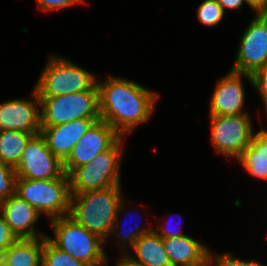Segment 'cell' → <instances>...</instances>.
<instances>
[{
  "label": "cell",
  "instance_id": "25",
  "mask_svg": "<svg viewBox=\"0 0 267 266\" xmlns=\"http://www.w3.org/2000/svg\"><path fill=\"white\" fill-rule=\"evenodd\" d=\"M16 171L0 161V202L15 194Z\"/></svg>",
  "mask_w": 267,
  "mask_h": 266
},
{
  "label": "cell",
  "instance_id": "19",
  "mask_svg": "<svg viewBox=\"0 0 267 266\" xmlns=\"http://www.w3.org/2000/svg\"><path fill=\"white\" fill-rule=\"evenodd\" d=\"M45 237L17 239L2 255L9 266H41Z\"/></svg>",
  "mask_w": 267,
  "mask_h": 266
},
{
  "label": "cell",
  "instance_id": "21",
  "mask_svg": "<svg viewBox=\"0 0 267 266\" xmlns=\"http://www.w3.org/2000/svg\"><path fill=\"white\" fill-rule=\"evenodd\" d=\"M36 134L39 133L15 130L0 131V161L15 169L26 144Z\"/></svg>",
  "mask_w": 267,
  "mask_h": 266
},
{
  "label": "cell",
  "instance_id": "26",
  "mask_svg": "<svg viewBox=\"0 0 267 266\" xmlns=\"http://www.w3.org/2000/svg\"><path fill=\"white\" fill-rule=\"evenodd\" d=\"M252 87L255 89L261 101H263L265 116H267V64L255 70L251 74ZM267 118V117H266Z\"/></svg>",
  "mask_w": 267,
  "mask_h": 266
},
{
  "label": "cell",
  "instance_id": "2",
  "mask_svg": "<svg viewBox=\"0 0 267 266\" xmlns=\"http://www.w3.org/2000/svg\"><path fill=\"white\" fill-rule=\"evenodd\" d=\"M121 185L71 193L70 214L78 224L108 242L118 207L124 199Z\"/></svg>",
  "mask_w": 267,
  "mask_h": 266
},
{
  "label": "cell",
  "instance_id": "23",
  "mask_svg": "<svg viewBox=\"0 0 267 266\" xmlns=\"http://www.w3.org/2000/svg\"><path fill=\"white\" fill-rule=\"evenodd\" d=\"M198 21L207 27H215L223 20L225 12L216 0H203L197 8Z\"/></svg>",
  "mask_w": 267,
  "mask_h": 266
},
{
  "label": "cell",
  "instance_id": "31",
  "mask_svg": "<svg viewBox=\"0 0 267 266\" xmlns=\"http://www.w3.org/2000/svg\"><path fill=\"white\" fill-rule=\"evenodd\" d=\"M248 7L256 13L267 14V0H245Z\"/></svg>",
  "mask_w": 267,
  "mask_h": 266
},
{
  "label": "cell",
  "instance_id": "8",
  "mask_svg": "<svg viewBox=\"0 0 267 266\" xmlns=\"http://www.w3.org/2000/svg\"><path fill=\"white\" fill-rule=\"evenodd\" d=\"M209 117L214 151L237 161L254 136L252 117L250 114Z\"/></svg>",
  "mask_w": 267,
  "mask_h": 266
},
{
  "label": "cell",
  "instance_id": "33",
  "mask_svg": "<svg viewBox=\"0 0 267 266\" xmlns=\"http://www.w3.org/2000/svg\"><path fill=\"white\" fill-rule=\"evenodd\" d=\"M0 266H3V255L0 254Z\"/></svg>",
  "mask_w": 267,
  "mask_h": 266
},
{
  "label": "cell",
  "instance_id": "28",
  "mask_svg": "<svg viewBox=\"0 0 267 266\" xmlns=\"http://www.w3.org/2000/svg\"><path fill=\"white\" fill-rule=\"evenodd\" d=\"M17 239L0 214V254H3Z\"/></svg>",
  "mask_w": 267,
  "mask_h": 266
},
{
  "label": "cell",
  "instance_id": "24",
  "mask_svg": "<svg viewBox=\"0 0 267 266\" xmlns=\"http://www.w3.org/2000/svg\"><path fill=\"white\" fill-rule=\"evenodd\" d=\"M209 250L207 257V266H266L260 261L255 260H242L236 257L233 253L213 254Z\"/></svg>",
  "mask_w": 267,
  "mask_h": 266
},
{
  "label": "cell",
  "instance_id": "30",
  "mask_svg": "<svg viewBox=\"0 0 267 266\" xmlns=\"http://www.w3.org/2000/svg\"><path fill=\"white\" fill-rule=\"evenodd\" d=\"M221 8L224 10L230 9L233 11H239L243 4H247L245 0H216Z\"/></svg>",
  "mask_w": 267,
  "mask_h": 266
},
{
  "label": "cell",
  "instance_id": "3",
  "mask_svg": "<svg viewBox=\"0 0 267 266\" xmlns=\"http://www.w3.org/2000/svg\"><path fill=\"white\" fill-rule=\"evenodd\" d=\"M53 238L47 239L58 249L89 266H107L108 256L104 250L106 242L89 232L69 215L50 221Z\"/></svg>",
  "mask_w": 267,
  "mask_h": 266
},
{
  "label": "cell",
  "instance_id": "16",
  "mask_svg": "<svg viewBox=\"0 0 267 266\" xmlns=\"http://www.w3.org/2000/svg\"><path fill=\"white\" fill-rule=\"evenodd\" d=\"M162 241L171 266H207L209 248L200 240L184 235Z\"/></svg>",
  "mask_w": 267,
  "mask_h": 266
},
{
  "label": "cell",
  "instance_id": "13",
  "mask_svg": "<svg viewBox=\"0 0 267 266\" xmlns=\"http://www.w3.org/2000/svg\"><path fill=\"white\" fill-rule=\"evenodd\" d=\"M30 93L31 99L14 98L0 103V131L40 133V99L34 88Z\"/></svg>",
  "mask_w": 267,
  "mask_h": 266
},
{
  "label": "cell",
  "instance_id": "17",
  "mask_svg": "<svg viewBox=\"0 0 267 266\" xmlns=\"http://www.w3.org/2000/svg\"><path fill=\"white\" fill-rule=\"evenodd\" d=\"M247 174L267 181V129L255 131L250 145L237 160Z\"/></svg>",
  "mask_w": 267,
  "mask_h": 266
},
{
  "label": "cell",
  "instance_id": "5",
  "mask_svg": "<svg viewBox=\"0 0 267 266\" xmlns=\"http://www.w3.org/2000/svg\"><path fill=\"white\" fill-rule=\"evenodd\" d=\"M121 136L109 149L98 154L87 165L75 168L69 175L71 193L102 190L121 185V161L124 157Z\"/></svg>",
  "mask_w": 267,
  "mask_h": 266
},
{
  "label": "cell",
  "instance_id": "12",
  "mask_svg": "<svg viewBox=\"0 0 267 266\" xmlns=\"http://www.w3.org/2000/svg\"><path fill=\"white\" fill-rule=\"evenodd\" d=\"M243 78L252 85L251 74L232 70L217 80L209 101V116L249 114L244 110L246 104Z\"/></svg>",
  "mask_w": 267,
  "mask_h": 266
},
{
  "label": "cell",
  "instance_id": "14",
  "mask_svg": "<svg viewBox=\"0 0 267 266\" xmlns=\"http://www.w3.org/2000/svg\"><path fill=\"white\" fill-rule=\"evenodd\" d=\"M100 118H81L51 127H41L50 151L64 163L71 154L75 144Z\"/></svg>",
  "mask_w": 267,
  "mask_h": 266
},
{
  "label": "cell",
  "instance_id": "29",
  "mask_svg": "<svg viewBox=\"0 0 267 266\" xmlns=\"http://www.w3.org/2000/svg\"><path fill=\"white\" fill-rule=\"evenodd\" d=\"M167 222L165 223V225H163L161 223H159V226H156V224L154 225V231L162 238H172V237H182L184 235H186L185 233H183L182 231V227L181 229L179 228L178 230H172L170 228H168V226L166 227ZM156 226V227H155Z\"/></svg>",
  "mask_w": 267,
  "mask_h": 266
},
{
  "label": "cell",
  "instance_id": "32",
  "mask_svg": "<svg viewBox=\"0 0 267 266\" xmlns=\"http://www.w3.org/2000/svg\"><path fill=\"white\" fill-rule=\"evenodd\" d=\"M121 255L114 266H144L130 257L128 253H122Z\"/></svg>",
  "mask_w": 267,
  "mask_h": 266
},
{
  "label": "cell",
  "instance_id": "27",
  "mask_svg": "<svg viewBox=\"0 0 267 266\" xmlns=\"http://www.w3.org/2000/svg\"><path fill=\"white\" fill-rule=\"evenodd\" d=\"M41 11L51 12L68 9L72 5L85 4V0H36Z\"/></svg>",
  "mask_w": 267,
  "mask_h": 266
},
{
  "label": "cell",
  "instance_id": "4",
  "mask_svg": "<svg viewBox=\"0 0 267 266\" xmlns=\"http://www.w3.org/2000/svg\"><path fill=\"white\" fill-rule=\"evenodd\" d=\"M97 81L96 74L66 57L50 54L34 89L38 97H54L83 92Z\"/></svg>",
  "mask_w": 267,
  "mask_h": 266
},
{
  "label": "cell",
  "instance_id": "9",
  "mask_svg": "<svg viewBox=\"0 0 267 266\" xmlns=\"http://www.w3.org/2000/svg\"><path fill=\"white\" fill-rule=\"evenodd\" d=\"M235 62L229 70L252 74L267 64V14L256 13L239 39Z\"/></svg>",
  "mask_w": 267,
  "mask_h": 266
},
{
  "label": "cell",
  "instance_id": "1",
  "mask_svg": "<svg viewBox=\"0 0 267 266\" xmlns=\"http://www.w3.org/2000/svg\"><path fill=\"white\" fill-rule=\"evenodd\" d=\"M97 79L100 119L121 136L128 137L135 127L151 120L159 93L118 76Z\"/></svg>",
  "mask_w": 267,
  "mask_h": 266
},
{
  "label": "cell",
  "instance_id": "18",
  "mask_svg": "<svg viewBox=\"0 0 267 266\" xmlns=\"http://www.w3.org/2000/svg\"><path fill=\"white\" fill-rule=\"evenodd\" d=\"M128 252L137 262L144 266H171L168 254L162 238L153 230L147 234H143Z\"/></svg>",
  "mask_w": 267,
  "mask_h": 266
},
{
  "label": "cell",
  "instance_id": "11",
  "mask_svg": "<svg viewBox=\"0 0 267 266\" xmlns=\"http://www.w3.org/2000/svg\"><path fill=\"white\" fill-rule=\"evenodd\" d=\"M121 135L106 121H96L75 144L67 160L64 172L69 175L75 168L87 165L98 154L109 149Z\"/></svg>",
  "mask_w": 267,
  "mask_h": 266
},
{
  "label": "cell",
  "instance_id": "22",
  "mask_svg": "<svg viewBox=\"0 0 267 266\" xmlns=\"http://www.w3.org/2000/svg\"><path fill=\"white\" fill-rule=\"evenodd\" d=\"M41 266H89L55 247L45 236Z\"/></svg>",
  "mask_w": 267,
  "mask_h": 266
},
{
  "label": "cell",
  "instance_id": "7",
  "mask_svg": "<svg viewBox=\"0 0 267 266\" xmlns=\"http://www.w3.org/2000/svg\"><path fill=\"white\" fill-rule=\"evenodd\" d=\"M40 99L41 127H51L81 118H100L98 87L72 94Z\"/></svg>",
  "mask_w": 267,
  "mask_h": 266
},
{
  "label": "cell",
  "instance_id": "6",
  "mask_svg": "<svg viewBox=\"0 0 267 266\" xmlns=\"http://www.w3.org/2000/svg\"><path fill=\"white\" fill-rule=\"evenodd\" d=\"M15 194L51 220L70 214L71 191L68 175L47 180L16 179Z\"/></svg>",
  "mask_w": 267,
  "mask_h": 266
},
{
  "label": "cell",
  "instance_id": "20",
  "mask_svg": "<svg viewBox=\"0 0 267 266\" xmlns=\"http://www.w3.org/2000/svg\"><path fill=\"white\" fill-rule=\"evenodd\" d=\"M127 202L128 201H125V198H124L121 201V203L119 204L117 215H116V218L114 220L113 227H112V231L109 235V237L115 236L113 239H115V238L117 239L115 245L118 246L117 248L120 249L119 251H122V252H120V254L121 253H128L129 250H127V249H129V248L131 249L133 247L134 243L143 234H147V233L154 230V228H153L154 226L146 227L144 225L141 226L140 224H138L137 226L135 225L134 228H131V226H129L130 228L125 227L126 229L125 228L123 229L122 226H124V224H125L123 222L126 219L125 218L126 210H128L127 206H126ZM121 213H124V214H122V215H124L123 221H121L122 218H120Z\"/></svg>",
  "mask_w": 267,
  "mask_h": 266
},
{
  "label": "cell",
  "instance_id": "10",
  "mask_svg": "<svg viewBox=\"0 0 267 266\" xmlns=\"http://www.w3.org/2000/svg\"><path fill=\"white\" fill-rule=\"evenodd\" d=\"M17 178L47 180L61 178L63 163L50 151L41 133L33 135L15 168Z\"/></svg>",
  "mask_w": 267,
  "mask_h": 266
},
{
  "label": "cell",
  "instance_id": "34",
  "mask_svg": "<svg viewBox=\"0 0 267 266\" xmlns=\"http://www.w3.org/2000/svg\"><path fill=\"white\" fill-rule=\"evenodd\" d=\"M3 266H9L8 264L5 263L4 257H3Z\"/></svg>",
  "mask_w": 267,
  "mask_h": 266
},
{
  "label": "cell",
  "instance_id": "15",
  "mask_svg": "<svg viewBox=\"0 0 267 266\" xmlns=\"http://www.w3.org/2000/svg\"><path fill=\"white\" fill-rule=\"evenodd\" d=\"M0 214L18 239L47 236L35 229L41 215L16 194L0 202Z\"/></svg>",
  "mask_w": 267,
  "mask_h": 266
}]
</instances>
